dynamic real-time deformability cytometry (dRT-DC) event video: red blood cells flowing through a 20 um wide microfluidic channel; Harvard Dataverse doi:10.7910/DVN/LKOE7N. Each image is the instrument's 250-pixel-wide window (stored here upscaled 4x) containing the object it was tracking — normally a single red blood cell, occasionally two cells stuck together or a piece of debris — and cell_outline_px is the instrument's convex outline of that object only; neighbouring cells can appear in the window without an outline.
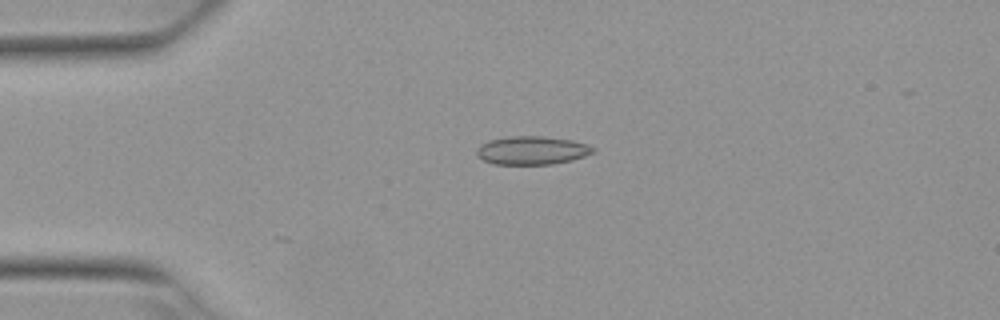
{"species": "Egyptian fruit bat (a non-hibernating species)", "species_latin": "Rousettus aegyptiacus", "temperature_condition": "warm", "stored_images_in_passage": 5, "camera_frame_rate_fps": 3000, "um_per_image_px": 0.085, "animal": {"sex": "female"}, "frame": {"image": 1, "passage_image": 3, "time_ms": 0.667, "image_size_px": [1000, 320], "cell_outline_px": [[596, 148], [592, 152], [584, 156], [572, 160], [552, 164], [492, 164], [476, 156], [476, 148], [480, 144], [488, 140], [508, 136], [544, 136], [572, 140], [588, 144]], "centroid_in_image_um": [45.18, 12.77], "position_along_channel_um": 39.8, "area_um2": 19.42}}
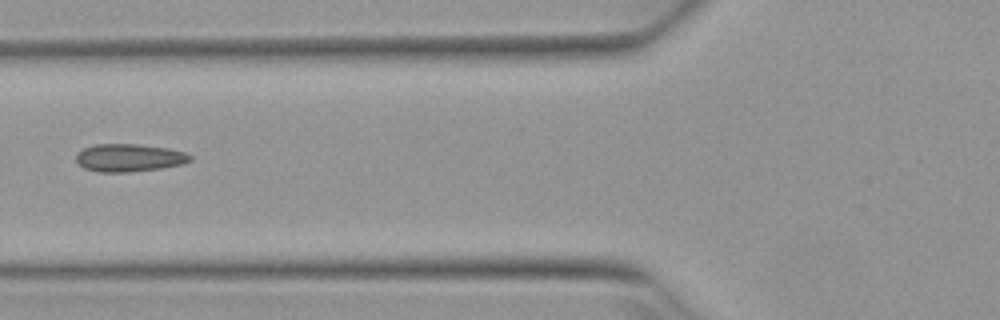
{"frame": {"image": 2, "passage_image": 5, "time_ms": 1.333, "image_size_px": [1000, 320], "cell_outline_px": [[192, 160], [184, 164], [160, 168], [128, 172], [100, 172], [84, 168], [76, 160], [76, 152], [84, 148], [96, 144], [136, 144], [168, 148], [184, 152], [192, 156]], "centroid_in_image_um": [10.98, 13.41], "position_along_channel_um": 114.8, "area_um2": 18.44}}